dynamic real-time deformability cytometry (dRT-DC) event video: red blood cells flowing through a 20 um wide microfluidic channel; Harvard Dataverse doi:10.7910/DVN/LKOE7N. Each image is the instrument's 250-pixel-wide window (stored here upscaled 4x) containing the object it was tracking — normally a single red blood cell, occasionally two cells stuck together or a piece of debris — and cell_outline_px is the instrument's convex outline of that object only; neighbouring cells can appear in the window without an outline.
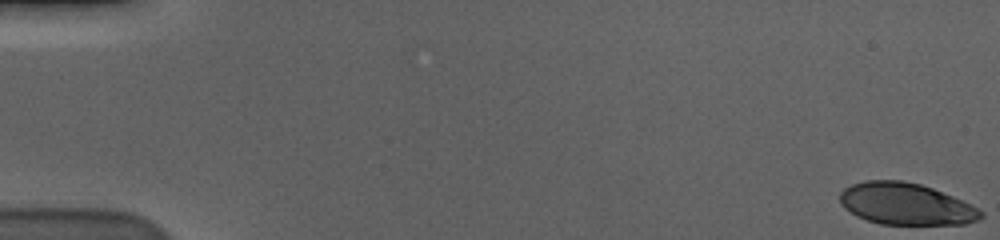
{"species": "human", "species_latin": "Homo sapiens", "temperature_condition": "cold", "stored_images_in_passage": 59, "camera_frame_rate_fps": 3000, "um_per_image_px": 0.085, "donor": {"sex": "male"}, "frame": {"image": 1, "passage_image": 1, "time_ms": 0.0, "image_size_px": [1000, 240], "cell_outline_px": [[984, 216], [980, 220], [964, 224], [880, 224], [856, 216], [844, 208], [840, 204], [840, 192], [844, 188], [852, 184], [864, 180], [900, 180], [920, 184], [932, 188], [952, 196], [984, 212]], "centroid_in_image_um": [76.97, 17.34], "position_along_channel_um": 8.0, "area_um2": 34.22}}
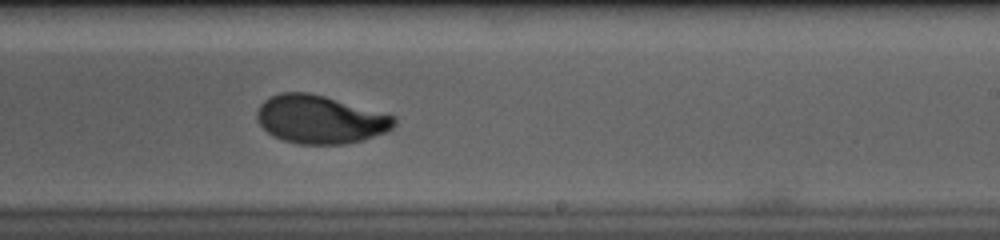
{"frame": {"image": 2, "passage_image": 37, "time_ms": 12.0, "image_size_px": [1000, 240], "cell_outline_px": [[396, 124], [388, 132], [360, 140], [344, 144], [300, 144], [284, 140], [272, 136], [260, 124], [256, 116], [256, 112], [260, 104], [264, 100], [280, 92], [308, 92], [324, 96], [396, 116]], "centroid_in_image_um": [27.21, 10.15], "position_along_channel_um": 261.8, "area_um2": 38.44}}
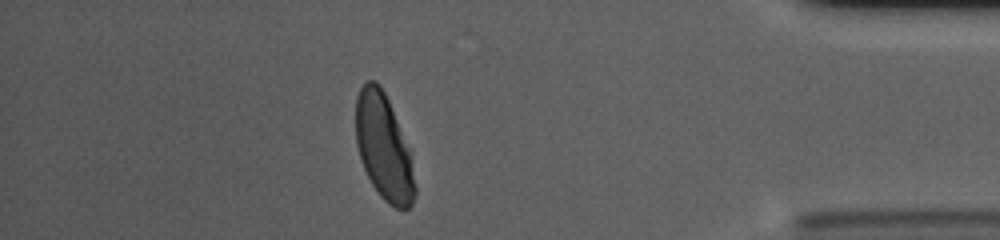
{"frame": {"image": 3, "passage_image": 52, "time_ms": 17.0, "image_size_px": [1000, 240], "cell_outline_px": [[416, 192], [412, 204], [408, 208], [396, 208], [388, 204], [380, 196], [372, 184], [364, 168], [356, 144], [356, 96], [360, 88], [368, 80], [376, 80], [380, 84], [388, 100], [412, 152], [416, 188]], "centroid_in_image_um": [32.64, 12.52], "position_along_channel_um": 402.6, "area_um2": 36.76}, "authors_computed_cell_mechanics": {"area_um2": 37.9168, "velocity_mm_per_s": 3.5573, "shape_relaxation_time_tau1_ms": 3.8899, "shape_relaxation_time_tau2_ms": 0.8595, "deformation_change_tau1": 0.168, "deformation_change_tau2": 0.0461}}